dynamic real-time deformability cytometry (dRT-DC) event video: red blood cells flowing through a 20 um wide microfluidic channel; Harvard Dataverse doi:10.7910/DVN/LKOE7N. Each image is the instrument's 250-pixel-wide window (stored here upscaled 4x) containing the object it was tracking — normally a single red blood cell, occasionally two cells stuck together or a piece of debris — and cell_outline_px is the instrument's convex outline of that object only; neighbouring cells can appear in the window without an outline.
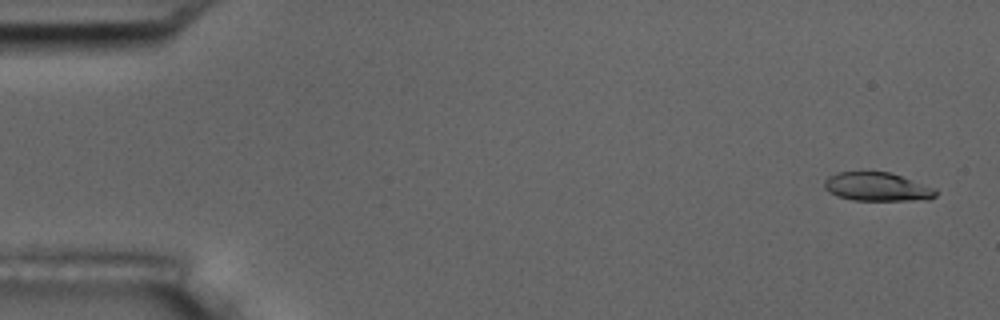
{"species": "common noctule bat (a hibernating species)", "species_latin": "Nyctalus noctula", "temperature_condition": "room temperature", "stored_images_in_passage": 10, "camera_frame_rate_fps": 3000, "um_per_image_px": 0.085, "animal": {"sex": "male", "body_mass_g": 17.5, "forearm_length_mm": 52.3}, "frame": {"image": 1, "passage_image": 1, "time_ms": 0.0, "image_size_px": [1000, 320], "cell_outline_px": [[936, 196], [928, 200], [852, 200], [836, 196], [828, 192], [824, 188], [824, 180], [828, 176], [836, 172], [888, 172], [936, 188]], "centroid_in_image_um": [74.52, 15.89], "position_along_channel_um": 10.5, "area_um2": 18.61}}
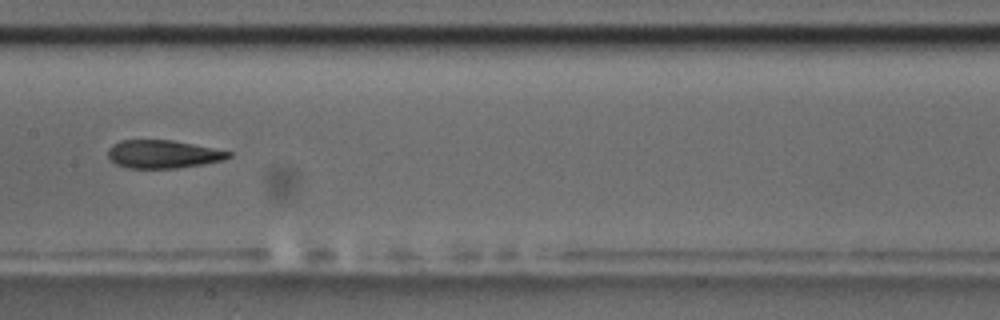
{"frame": {"image": 2, "passage_image": 8, "time_ms": 8.667, "image_size_px": [1000, 320], "cell_outline_px": [[232, 156], [224, 160], [204, 164], [176, 168], [128, 168], [116, 164], [108, 156], [108, 148], [112, 144], [120, 140], [172, 140], [232, 152]], "centroid_in_image_um": [13.85, 13.1], "position_along_channel_um": 193.6, "area_um2": 19.71}}
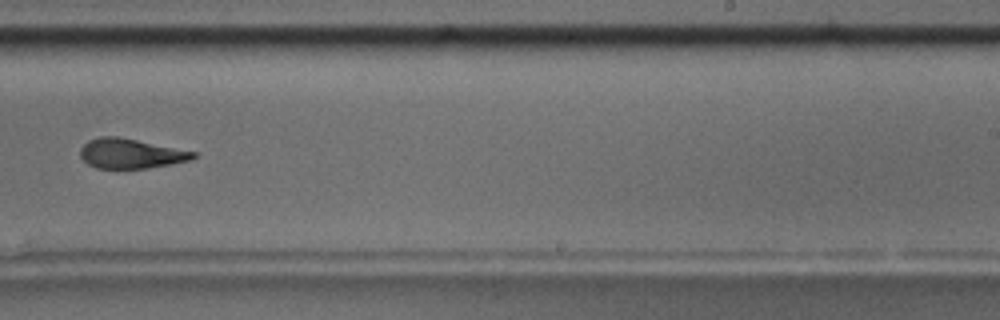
{"frame": {"image": 3, "passage_image": 10, "time_ms": 11.0, "image_size_px": [1000, 320], "cell_outline_px": [[196, 156], [192, 160], [172, 164], [148, 168], [96, 168], [88, 164], [80, 156], [80, 148], [88, 140], [100, 136], [116, 136], [196, 152]], "centroid_in_image_um": [11.1, 13.05], "position_along_channel_um": 277.9, "area_um2": 19.48}}